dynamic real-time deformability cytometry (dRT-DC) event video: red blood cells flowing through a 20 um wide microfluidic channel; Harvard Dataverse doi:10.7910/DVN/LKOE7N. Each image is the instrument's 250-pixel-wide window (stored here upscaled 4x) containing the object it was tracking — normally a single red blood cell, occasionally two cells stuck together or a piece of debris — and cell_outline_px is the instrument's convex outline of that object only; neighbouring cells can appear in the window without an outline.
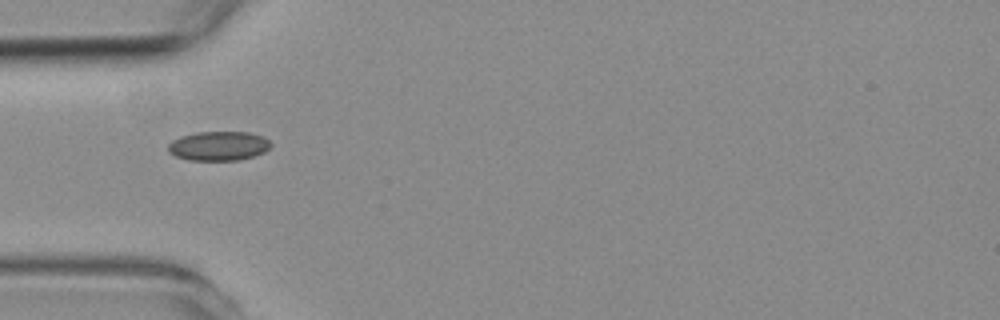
{"species": "common noctule bat (a hibernating species)", "species_latin": "Nyctalus noctula", "temperature_condition": "room temperature", "stored_images_in_passage": 27, "camera_frame_rate_fps": 3000, "um_per_image_px": 0.085, "animal": {"sex": "female", "body_mass_g": 19.3, "forearm_length_mm": 54.1}, "frame": {"image": 1, "passage_image": 1, "time_ms": 0.0, "image_size_px": [1000, 320], "cell_outline_px": [[272, 144], [264, 152], [240, 160], [188, 160], [176, 156], [168, 152], [168, 144], [172, 140], [180, 136], [196, 132], [248, 132], [264, 136]], "centroid_in_image_um": [18.56, 12.4], "position_along_channel_um": 66.4, "area_um2": 17.57}}
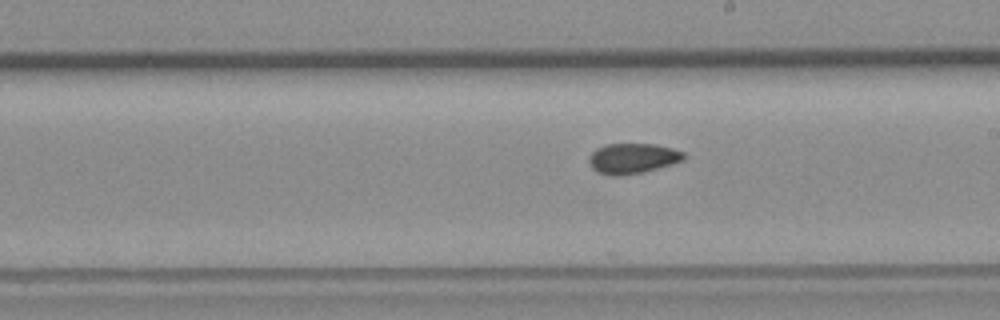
{"frame": {"image": 2, "passage_image": 15, "time_ms": 4.667, "image_size_px": [1000, 320], "cell_outline_px": [[684, 160], [672, 164], [644, 172], [620, 176], [612, 176], [596, 172], [592, 168], [588, 160], [588, 156], [596, 148], [608, 144], [656, 144], [672, 148], [684, 152]], "centroid_in_image_um": [53.75, 13.47], "position_along_channel_um": 235.3, "area_um2": 16.88}}
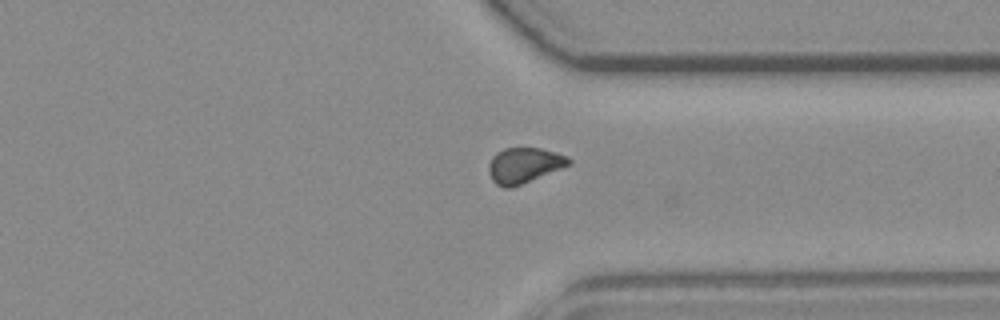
{"frame": {"image": 3, "passage_image": 26, "time_ms": 8.333, "image_size_px": [1000, 320], "cell_outline_px": [[572, 164], [512, 188], [504, 188], [496, 184], [492, 180], [488, 172], [488, 164], [492, 156], [496, 152], [504, 148], [540, 148], [556, 152], [568, 156], [572, 160]], "centroid_in_image_um": [44.54, 14.05], "position_along_channel_um": 366.9, "area_um2": 16.76}, "authors_computed_cell_mechanics": {"area_um2": 16.8198, "velocity_mm_per_s": 3.6102, "shape_relaxation_time_tau1_ms": null, "shape_relaxation_time_tau2_ms": 3.5997, "deformation_change_tau1": null, "deformation_change_tau2": 0.0641}}